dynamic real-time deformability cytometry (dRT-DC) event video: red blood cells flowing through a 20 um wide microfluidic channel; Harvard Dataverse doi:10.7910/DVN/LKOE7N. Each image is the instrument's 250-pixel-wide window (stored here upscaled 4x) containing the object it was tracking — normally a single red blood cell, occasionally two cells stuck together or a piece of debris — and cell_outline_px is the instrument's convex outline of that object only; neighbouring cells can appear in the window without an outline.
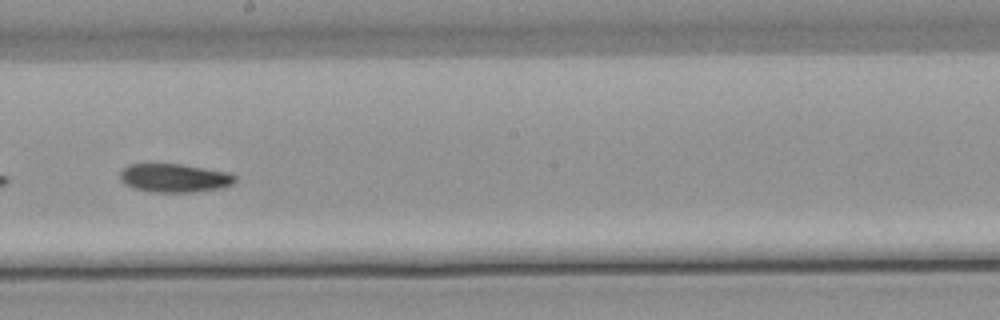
{"species": "common noctule bat (a hibernating species)", "species_latin": "Nyctalus noctula", "temperature_condition": "warm", "stored_images_in_passage": 55, "segment_of_instrument_passage": [2, 2], "camera_frame_rate_fps": 3000, "um_per_image_px": 0.085, "animal": {"sex": "male", "body_mass_g": 21.5, "forearm_length_mm": 52.0}, "frame": {"image": 1, "passage_image": 31, "time_ms": 10.0, "image_size_px": [1000, 320], "cell_outline_px": [[236, 180], [232, 184], [224, 188], [192, 192], [152, 192], [132, 188], [124, 184], [120, 180], [120, 172], [128, 164], [180, 164], [228, 172], [236, 176]], "centroid_in_image_um": [14.82, 15.14], "position_along_channel_um": 233.4, "area_um2": 19.25}}
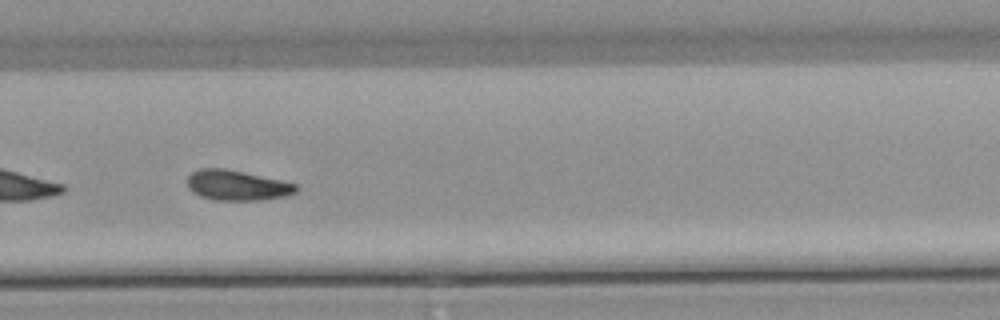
{"frame": {"image": 2, "passage_image": 37, "time_ms": 12.0, "image_size_px": [1000, 320], "cell_outline_px": [[296, 192], [284, 196], [260, 200], [212, 200], [200, 196], [192, 192], [188, 188], [188, 176], [192, 172], [200, 168], [224, 168], [280, 180], [296, 184]], "centroid_in_image_um": [20.09, 15.75], "position_along_channel_um": 309.7, "area_um2": 18.96}}